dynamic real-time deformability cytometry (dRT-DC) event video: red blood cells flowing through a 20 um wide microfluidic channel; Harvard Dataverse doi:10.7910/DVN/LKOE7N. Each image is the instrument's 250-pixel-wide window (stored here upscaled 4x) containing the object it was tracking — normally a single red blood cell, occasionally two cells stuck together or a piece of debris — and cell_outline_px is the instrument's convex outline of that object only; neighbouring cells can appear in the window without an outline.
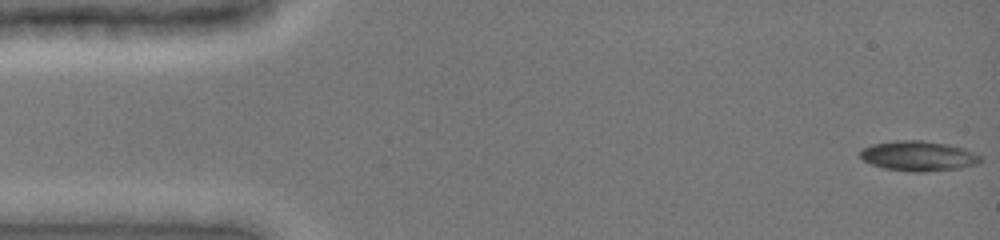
{"species": "common noctule bat (a hibernating species)", "species_latin": "Nyctalus noctula", "temperature_condition": "cold", "stored_images_in_passage": 8, "camera_frame_rate_fps": 3000, "um_per_image_px": 0.085, "animal": {"sex": "female", "body_mass_g": 19.0, "forearm_length_mm": 51.5}, "frame": {"image": 1, "passage_image": 1, "time_ms": 0.0, "image_size_px": [1000, 240], "cell_outline_px": [[984, 160], [976, 164], [960, 168], [924, 172], [912, 172], [884, 168], [872, 164], [864, 160], [860, 156], [860, 152], [864, 148], [872, 144], [896, 140], [924, 140], [948, 144], [964, 148], [976, 152]], "centroid_in_image_um": [78.11, 13.25], "position_along_channel_um": 6.9, "area_um2": 21.15}}
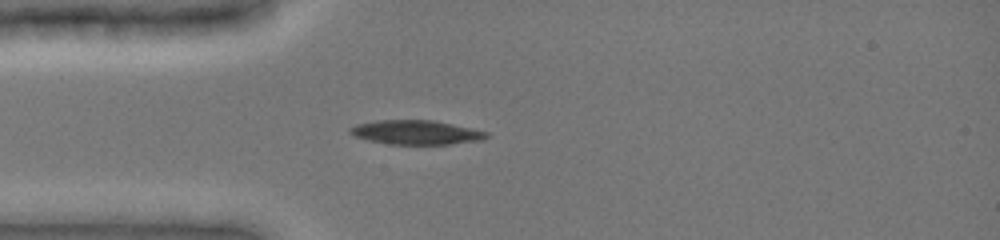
{"frame": {"image": 2, "passage_image": 6, "time_ms": 1.667, "image_size_px": [1000, 240], "cell_outline_px": [[488, 136], [484, 140], [448, 144], [388, 144], [368, 140], [356, 136], [348, 132], [348, 128], [356, 124], [376, 120], [432, 120], [488, 132]], "centroid_in_image_um": [35.33, 11.25], "position_along_channel_um": 49.7, "area_um2": 19.13}}